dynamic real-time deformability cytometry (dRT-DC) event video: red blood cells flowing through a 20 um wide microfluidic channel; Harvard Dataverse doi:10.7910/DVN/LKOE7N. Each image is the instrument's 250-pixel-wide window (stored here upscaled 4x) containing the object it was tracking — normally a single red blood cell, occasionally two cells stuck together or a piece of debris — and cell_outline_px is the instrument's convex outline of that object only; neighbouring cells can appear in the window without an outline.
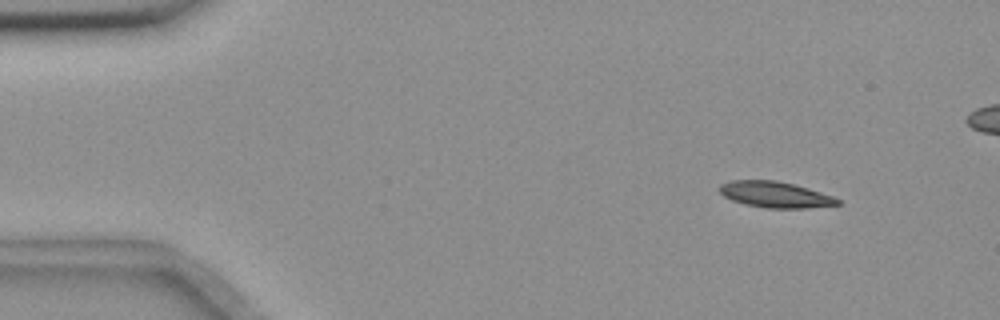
{"species": "common noctule bat (a hibernating species)", "species_latin": "Nyctalus noctula", "temperature_condition": "room temperature", "stored_images_in_passage": 7, "camera_frame_rate_fps": 3000, "um_per_image_px": 0.085, "animal": {"sex": "female", "body_mass_g": 18.4}, "frame": {"image": 1, "passage_image": 2, "time_ms": 1.0, "image_size_px": [1000, 320], "cell_outline_px": [[840, 204], [808, 208], [764, 208], [744, 204], [732, 200], [724, 196], [720, 192], [720, 184], [728, 180], [776, 180], [808, 188], [832, 196], [840, 200]], "centroid_in_image_um": [65.86, 16.54], "position_along_channel_um": 19.1, "area_um2": 17.86}}